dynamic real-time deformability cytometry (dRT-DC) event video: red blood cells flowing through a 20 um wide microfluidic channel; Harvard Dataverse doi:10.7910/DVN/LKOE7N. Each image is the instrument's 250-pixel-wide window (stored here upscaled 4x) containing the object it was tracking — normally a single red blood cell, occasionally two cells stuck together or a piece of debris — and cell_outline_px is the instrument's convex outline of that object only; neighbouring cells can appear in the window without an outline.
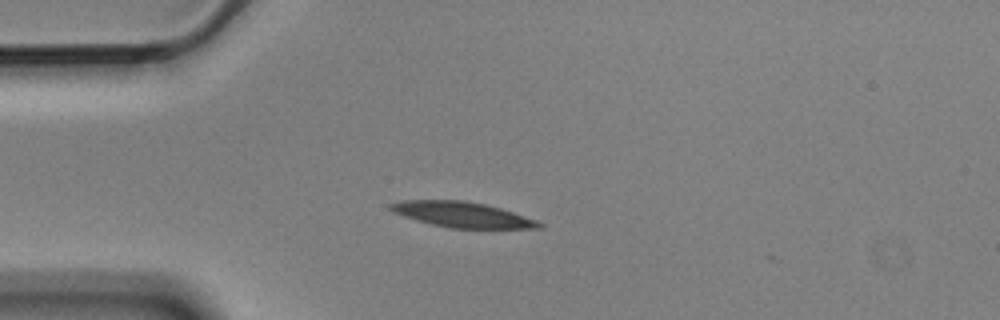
{"species": "Egyptian fruit bat (a non-hibernating species)", "species_latin": "Rousettus aegyptiacus", "temperature_condition": "cold", "stored_images_in_passage": 5, "camera_frame_rate_fps": 3000, "um_per_image_px": 0.085, "animal": {"sex": "male"}, "frame": {"image": 1, "passage_image": 3, "time_ms": 0.667, "image_size_px": [1000, 320], "cell_outline_px": [[544, 228], [448, 228], [416, 220], [392, 212], [388, 208], [388, 204], [404, 200], [464, 200], [484, 204], [500, 208], [536, 220], [544, 224]], "centroid_in_image_um": [39.26, 18.24], "position_along_channel_um": 45.7, "area_um2": 21.91}}
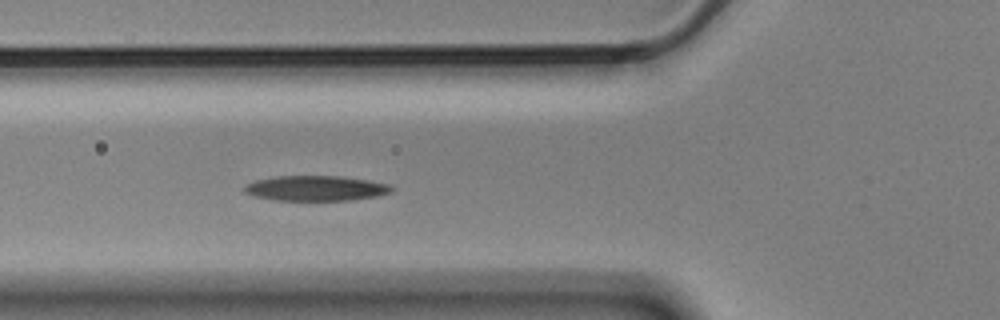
{"frame": {"image": 2, "passage_image": 5, "time_ms": 1.333, "image_size_px": [1000, 320], "cell_outline_px": [[396, 188], [392, 192], [376, 196], [352, 200], [276, 200], [256, 196], [244, 192], [244, 184], [256, 180], [276, 176], [340, 176], [368, 180], [388, 184]], "centroid_in_image_um": [26.86, 16.0], "position_along_channel_um": 98.9, "area_um2": 21.56}}